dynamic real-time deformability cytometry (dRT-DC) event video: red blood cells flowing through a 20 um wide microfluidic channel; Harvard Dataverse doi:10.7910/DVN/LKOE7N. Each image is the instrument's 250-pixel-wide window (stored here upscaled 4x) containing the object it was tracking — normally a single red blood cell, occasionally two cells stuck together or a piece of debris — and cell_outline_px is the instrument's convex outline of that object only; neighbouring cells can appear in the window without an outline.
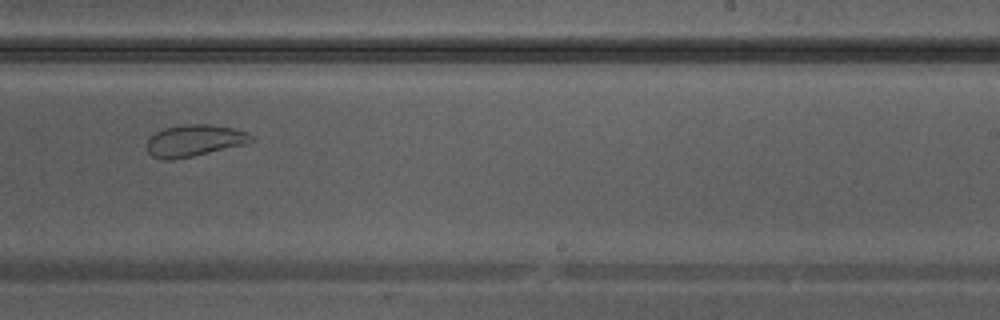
{"species": "Egyptian fruit bat (a non-hibernating species)", "species_latin": "Rousettus aegyptiacus", "temperature_condition": "warm", "stored_images_in_passage": 35, "camera_frame_rate_fps": 3000, "um_per_image_px": 0.085, "animal": {"sex": "male"}, "frame": {"image": 1, "passage_image": 20, "time_ms": 6.333, "image_size_px": [1000, 320], "cell_outline_px": [[256, 140], [244, 144], [192, 156], [172, 160], [164, 160], [152, 156], [148, 152], [148, 136], [164, 128], [184, 124], [208, 124], [236, 128], [248, 132], [256, 136]], "centroid_in_image_um": [16.56, 11.93], "position_along_channel_um": 272.4, "area_um2": 19.42}}